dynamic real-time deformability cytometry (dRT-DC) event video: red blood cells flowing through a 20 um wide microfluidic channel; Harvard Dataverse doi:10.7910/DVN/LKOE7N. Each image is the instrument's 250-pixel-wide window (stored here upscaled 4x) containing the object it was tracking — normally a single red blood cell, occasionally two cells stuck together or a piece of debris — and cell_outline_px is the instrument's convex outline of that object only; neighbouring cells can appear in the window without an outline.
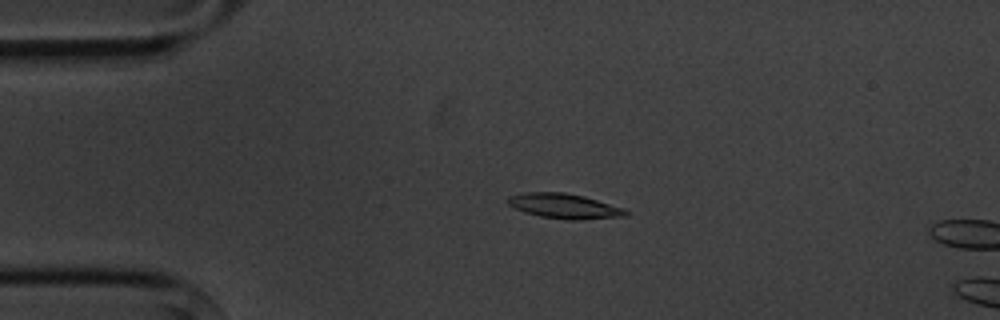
{"species": "common noctule bat (a hibernating species)", "species_latin": "Nyctalus noctula", "temperature_condition": "cold", "stored_images_in_passage": 4, "camera_frame_rate_fps": 3000, "um_per_image_px": 0.085, "animal": {"sex": "male", "body_mass_g": 20.1, "forearm_length_mm": 53.5}, "frame": {"image": 1, "passage_image": 3, "time_ms": 2.333, "image_size_px": [1000, 320], "cell_outline_px": [[628, 216], [576, 220], [568, 220], [540, 216], [524, 212], [508, 204], [508, 196], [524, 192], [564, 192], [584, 196], [624, 208], [628, 212]], "centroid_in_image_um": [47.97, 17.51], "position_along_channel_um": 37.0, "area_um2": 17.11}}